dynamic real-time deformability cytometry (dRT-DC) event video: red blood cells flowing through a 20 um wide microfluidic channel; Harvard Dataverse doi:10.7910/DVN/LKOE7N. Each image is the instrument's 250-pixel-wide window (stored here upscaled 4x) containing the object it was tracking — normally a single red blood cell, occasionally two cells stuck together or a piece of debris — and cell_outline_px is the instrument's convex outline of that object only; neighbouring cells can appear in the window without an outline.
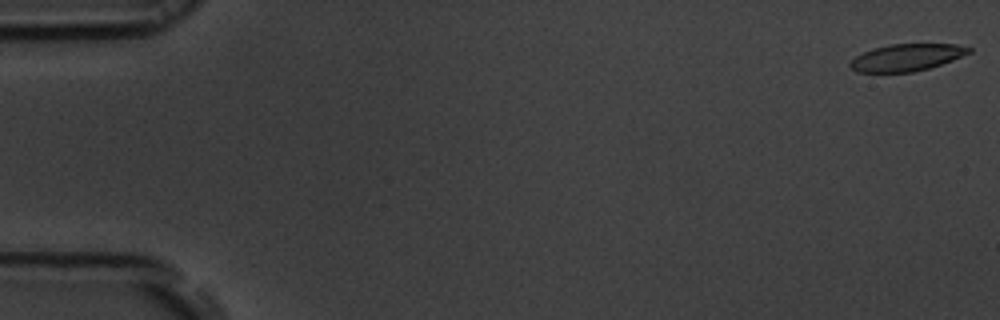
{"species": "common noctule bat (a hibernating species)", "species_latin": "Nyctalus noctula", "temperature_condition": "room temperature", "stored_images_in_passage": 55, "camera_frame_rate_fps": 3000, "um_per_image_px": 0.085, "animal": {"sex": "male", "body_mass_g": 19.5, "forearm_length_mm": 54.6}, "frame": {"image": 1, "passage_image": 1, "time_ms": 0.0, "image_size_px": [1000, 320], "cell_outline_px": [[972, 52], [952, 60], [928, 68], [912, 72], [856, 72], [848, 64], [856, 56], [872, 48], [892, 44], [956, 44], [972, 48]], "centroid_in_image_um": [77.07, 4.88], "position_along_channel_um": 7.9, "area_um2": 18.55}}
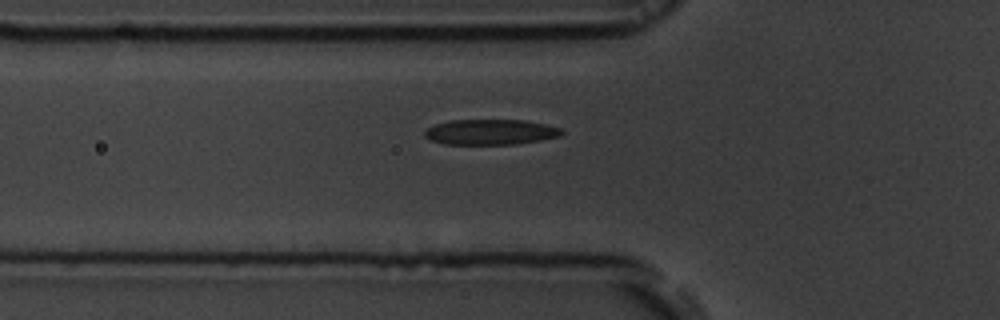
{"frame": {"image": 2, "passage_image": 19, "time_ms": 6.0, "image_size_px": [1000, 320], "cell_outline_px": [[564, 132], [560, 136], [540, 140], [516, 144], [444, 144], [428, 140], [424, 136], [424, 132], [428, 128], [436, 124], [452, 120], [524, 120], [544, 124], [560, 128]], "centroid_in_image_um": [41.67, 11.23], "position_along_channel_um": 84.1, "area_um2": 20.23}}
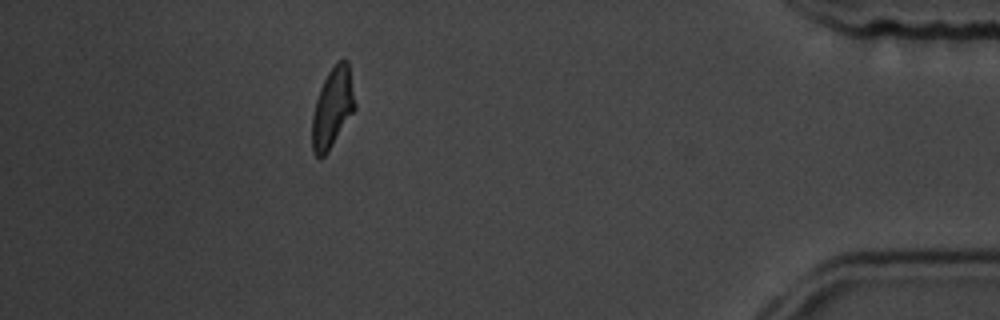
{"frame": {"image": 3, "passage_image": 49, "time_ms": 16.0, "image_size_px": [1000, 320], "cell_outline_px": [[356, 108], [328, 152], [320, 160], [312, 152], [312, 116], [316, 100], [320, 88], [328, 72], [336, 60], [348, 60], [356, 104]], "centroid_in_image_um": [28.26, 9.17], "position_along_channel_um": 406.9, "area_um2": 20.11}, "authors_computed_cell_mechanics": {"area_um2": 20.6924, "velocity_mm_per_s": 3.7335, "shape_relaxation_time_tau1_ms": 3.0908, "shape_relaxation_time_tau2_ms": 2.1856, "deformation_change_tau1": 0.1289, "deformation_change_tau2": 0.1099}}